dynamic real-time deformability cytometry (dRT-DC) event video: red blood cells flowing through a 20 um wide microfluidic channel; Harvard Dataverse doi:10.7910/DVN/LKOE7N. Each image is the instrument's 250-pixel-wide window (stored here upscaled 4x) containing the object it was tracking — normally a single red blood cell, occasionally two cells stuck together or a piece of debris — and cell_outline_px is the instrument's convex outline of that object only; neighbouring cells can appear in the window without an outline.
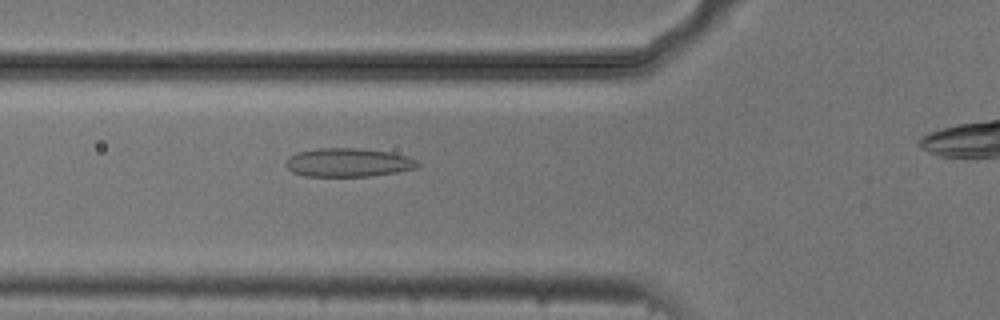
{"species": "common noctule bat (a hibernating species)", "species_latin": "Nyctalus noctula", "temperature_condition": "cold", "stored_images_in_passage": 43, "camera_frame_rate_fps": 3000, "um_per_image_px": 0.085, "animal": {"sex": "male", "body_mass_g": 20.5, "forearm_length_mm": 52.5}, "frame": {"image": 1, "passage_image": 13, "time_ms": 4.0, "image_size_px": [1000, 320], "cell_outline_px": [[420, 164], [416, 168], [396, 172], [372, 176], [304, 176], [292, 172], [284, 164], [288, 156], [296, 152], [316, 148], [360, 148], [392, 152], [408, 156], [416, 160]], "centroid_in_image_um": [29.57, 13.8], "position_along_channel_um": 96.2, "area_um2": 22.25}}
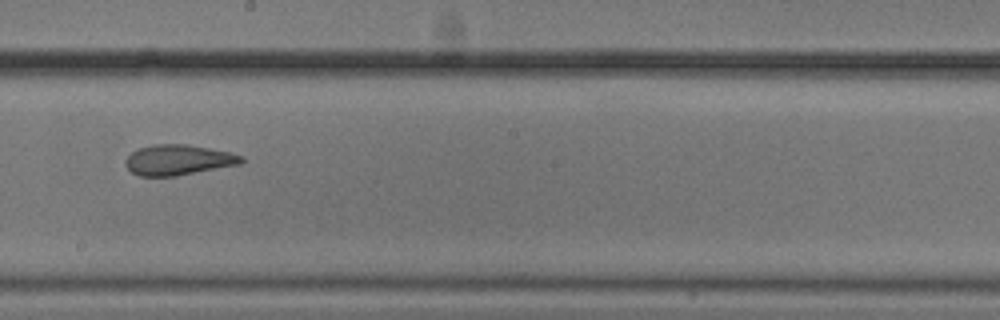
{"frame": {"image": 2, "passage_image": 24, "time_ms": 7.667, "image_size_px": [1000, 320], "cell_outline_px": [[244, 160], [240, 164], [176, 176], [140, 176], [132, 172], [124, 164], [124, 160], [136, 148], [156, 144], [188, 144], [232, 152], [244, 156]], "centroid_in_image_um": [15.16, 13.58], "position_along_channel_um": 233.0, "area_um2": 20.69}}
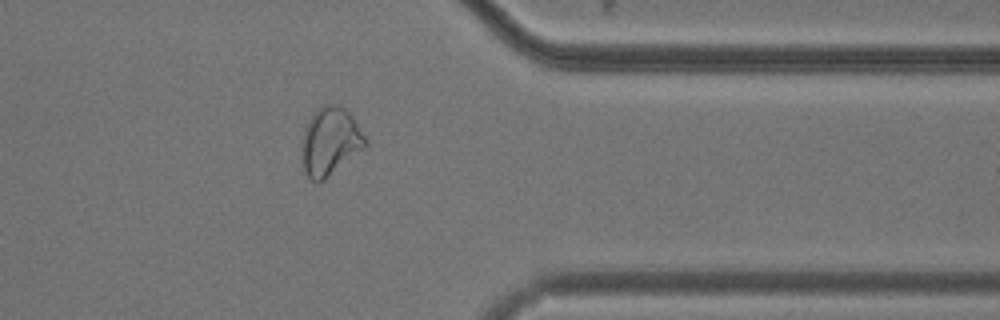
{"frame": {"image": 3, "passage_image": 37, "time_ms": 12.0, "image_size_px": [1000, 320], "cell_outline_px": [[368, 144], [364, 148], [324, 180], [316, 184], [304, 172], [300, 156], [304, 128], [312, 112], [324, 104], [340, 104], [352, 116], [368, 140]], "centroid_in_image_um": [28.03, 12.02], "position_along_channel_um": 383.4, "area_um2": 25.55}, "authors_computed_cell_mechanics": {"area_um2": 22.253, "velocity_mm_per_s": 3.7043, "shape_relaxation_time_tau1_ms": null, "shape_relaxation_time_tau2_ms": 1.848, "deformation_change_tau1": null, "deformation_change_tau2": 0.0742}}